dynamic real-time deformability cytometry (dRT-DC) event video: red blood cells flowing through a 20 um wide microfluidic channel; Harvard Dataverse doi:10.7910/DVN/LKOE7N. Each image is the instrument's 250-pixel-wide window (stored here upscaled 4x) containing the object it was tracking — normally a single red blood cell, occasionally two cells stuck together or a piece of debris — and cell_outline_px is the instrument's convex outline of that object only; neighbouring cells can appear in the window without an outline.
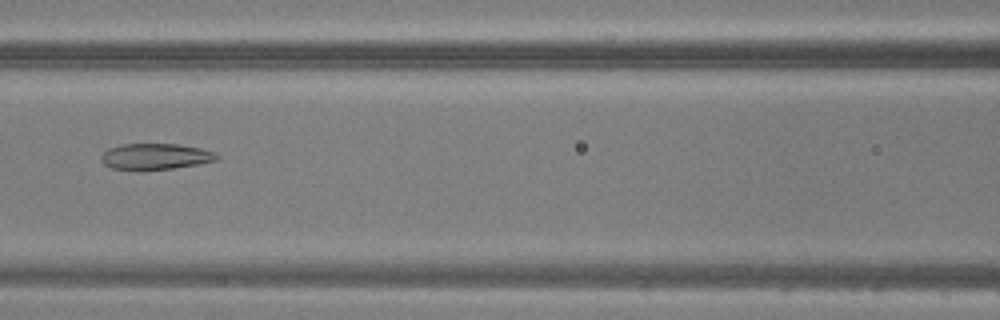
{"species": "common noctule bat (a hibernating species)", "species_latin": "Nyctalus noctula", "temperature_condition": "warm", "stored_images_in_passage": 28, "camera_frame_rate_fps": 3000, "um_per_image_px": 0.085, "animal": {"sex": "male", "body_mass_g": 20.5, "forearm_length_mm": 52.5}, "frame": {"image": 1, "passage_image": 13, "time_ms": 4.0, "image_size_px": [1000, 320], "cell_outline_px": [[220, 156], [216, 160], [196, 164], [172, 168], [112, 168], [104, 164], [100, 160], [100, 156], [108, 148], [120, 144], [176, 144], [200, 148], [216, 152]], "centroid_in_image_um": [13.21, 13.27], "position_along_channel_um": 153.4, "area_um2": 17.05}}
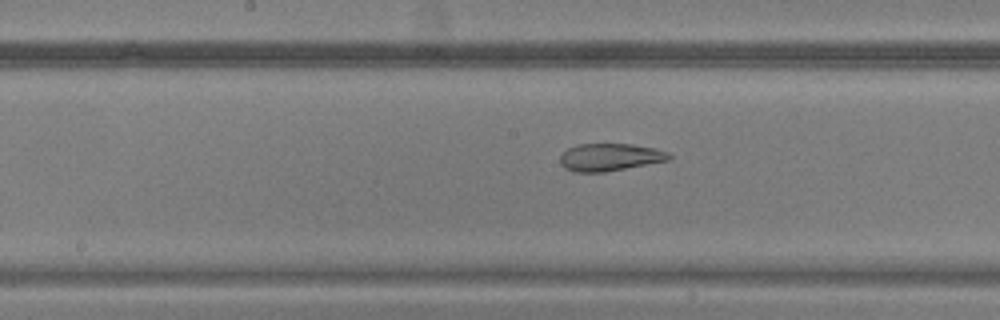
{"frame": {"image": 2, "passage_image": 16, "time_ms": 5.0, "image_size_px": [1000, 320], "cell_outline_px": [[672, 160], [604, 172], [572, 172], [564, 168], [560, 164], [560, 156], [568, 148], [576, 144], [632, 144], [656, 148], [668, 152], [672, 156]], "centroid_in_image_um": [51.86, 13.36], "position_along_channel_um": 196.3, "area_um2": 17.69}}